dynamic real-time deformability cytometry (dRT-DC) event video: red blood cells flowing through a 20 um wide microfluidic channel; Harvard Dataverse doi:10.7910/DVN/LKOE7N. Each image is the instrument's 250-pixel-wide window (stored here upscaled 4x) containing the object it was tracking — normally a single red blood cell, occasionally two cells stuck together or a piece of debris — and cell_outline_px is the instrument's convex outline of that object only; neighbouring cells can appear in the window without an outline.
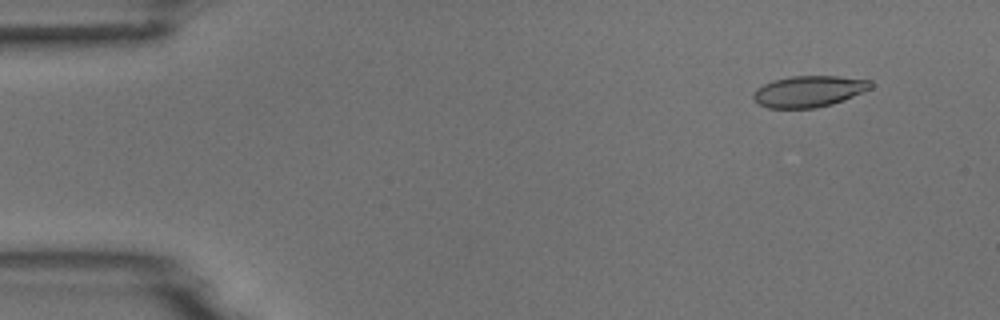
{"species": "common noctule bat (a hibernating species)", "species_latin": "Nyctalus noctula", "temperature_condition": "room temperature", "stored_images_in_passage": 6, "camera_frame_rate_fps": 3000, "um_per_image_px": 0.085, "animal": {"sex": "male", "body_mass_g": 18.8}, "frame": {"image": 1, "passage_image": 2, "time_ms": 1.0, "image_size_px": [1000, 320], "cell_outline_px": [[872, 88], [844, 100], [832, 104], [816, 108], [768, 108], [760, 104], [752, 96], [752, 92], [756, 88], [772, 80], [788, 76], [836, 76], [872, 80]], "centroid_in_image_um": [68.75, 7.76], "position_along_channel_um": 16.3, "area_um2": 21.5}}
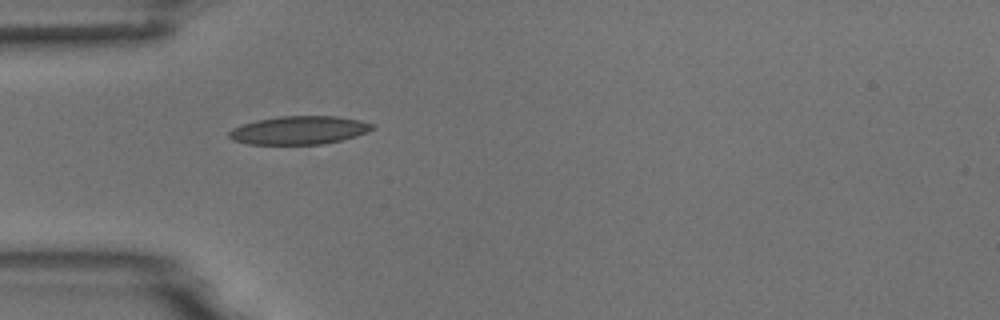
{"frame": {"image": 2, "passage_image": 5, "time_ms": 4.667, "image_size_px": [1000, 320], "cell_outline_px": [[376, 128], [356, 136], [324, 144], [248, 144], [232, 140], [228, 136], [228, 132], [232, 128], [256, 120], [280, 116], [336, 116], [360, 120], [376, 124]], "centroid_in_image_um": [25.44, 11.06], "position_along_channel_um": 59.6, "area_um2": 23.7}}